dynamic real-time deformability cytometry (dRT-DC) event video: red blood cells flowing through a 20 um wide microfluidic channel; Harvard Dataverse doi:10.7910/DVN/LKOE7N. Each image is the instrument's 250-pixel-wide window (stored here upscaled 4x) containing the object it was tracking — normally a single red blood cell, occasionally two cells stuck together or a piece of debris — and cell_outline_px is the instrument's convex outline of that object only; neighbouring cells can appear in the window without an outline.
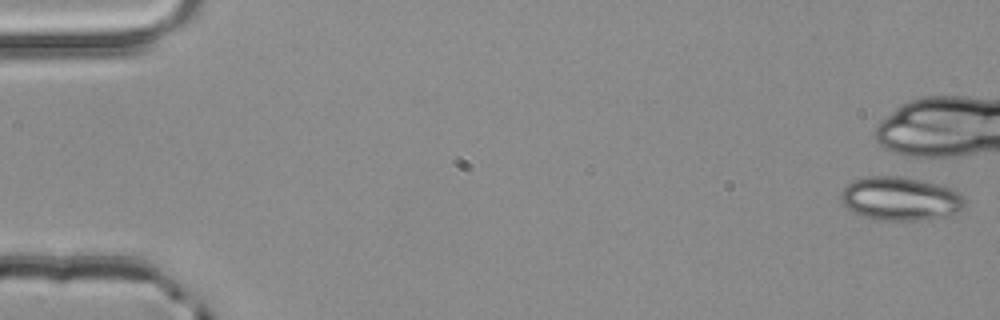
{"species": "common noctule bat (a hibernating species)", "species_latin": "Nyctalus noctula", "temperature_condition": "room temperature", "stored_images_in_passage": 1, "camera_frame_rate_fps": 3000, "um_per_image_px": 0.085, "animal": {"sex": "male", "body_mass_g": 20.4}, "frame": {"image": 1, "passage_image": 1, "time_ms": 0.0, "image_size_px": [1000, 320], "cell_outline_px": [[968, 204], [960, 212], [948, 216], [924, 220], [880, 220], [864, 216], [852, 212], [840, 200], [840, 192], [852, 180], [868, 176], [896, 176], [920, 180], [952, 188], [960, 192]], "centroid_in_image_um": [76.57, 16.9], "position_along_channel_um": 8.4, "area_um2": 31.79}}